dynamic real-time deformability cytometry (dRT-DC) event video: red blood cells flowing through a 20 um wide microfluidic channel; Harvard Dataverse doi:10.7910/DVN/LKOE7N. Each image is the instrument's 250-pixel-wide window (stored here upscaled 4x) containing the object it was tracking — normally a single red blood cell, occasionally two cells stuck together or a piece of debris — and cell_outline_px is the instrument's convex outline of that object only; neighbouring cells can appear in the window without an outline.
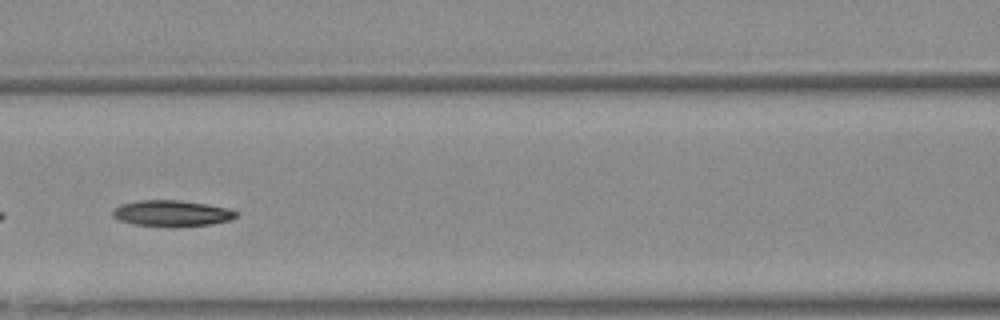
{"species": "Egyptian fruit bat (a non-hibernating species)", "species_latin": "Rousettus aegyptiacus", "temperature_condition": "warm", "stored_images_in_passage": 45, "segment_of_instrument_passage": [2, 2], "camera_frame_rate_fps": 3000, "um_per_image_px": 0.085, "animal": {"sex": "female"}, "frame": {"image": 1, "passage_image": 17, "time_ms": 5.333, "image_size_px": [1000, 320], "cell_outline_px": [[236, 216], [232, 220], [212, 224], [172, 228], [168, 228], [132, 224], [120, 220], [112, 216], [112, 212], [120, 204], [136, 200], [176, 200], [204, 204], [228, 208], [236, 212]], "centroid_in_image_um": [14.57, 18.16], "position_along_channel_um": 152.0, "area_um2": 19.02}}
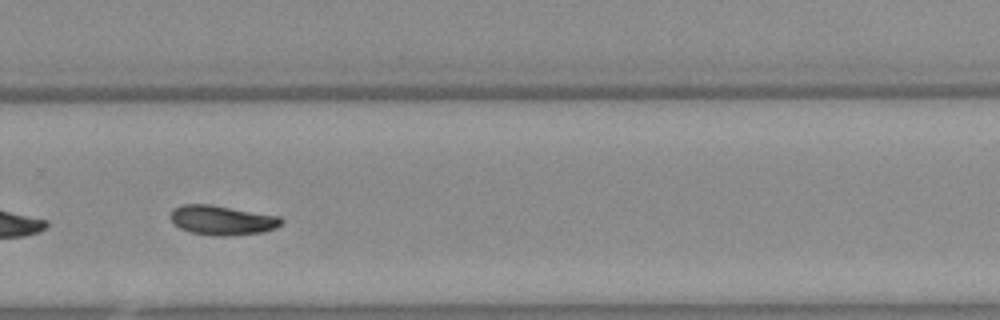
{"frame": {"image": 2, "passage_image": 29, "time_ms": 9.333, "image_size_px": [1000, 320], "cell_outline_px": [[284, 220], [276, 228], [260, 232], [228, 236], [216, 236], [192, 232], [180, 228], [172, 220], [172, 208], [180, 204], [208, 204], [280, 216]], "centroid_in_image_um": [18.89, 18.71], "position_along_channel_um": 310.9, "area_um2": 18.84}}
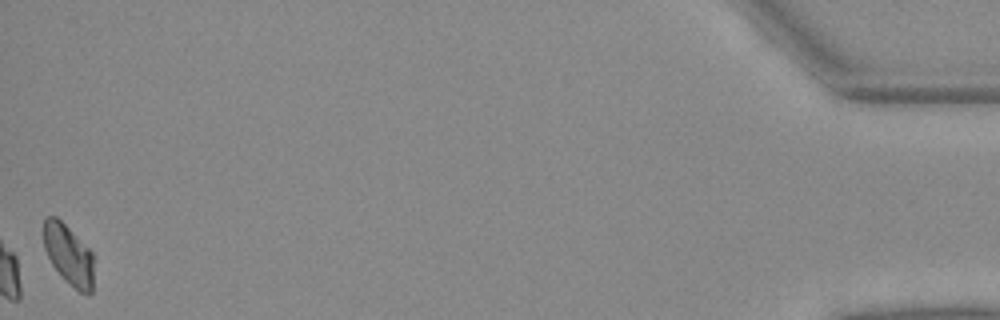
{"frame": {"image": 3, "passage_image": 45, "time_ms": 14.667, "image_size_px": [1000, 320], "cell_outline_px": [[92, 292], [88, 296], [80, 292], [52, 264], [44, 248], [44, 220], [48, 216], [56, 216], [92, 252]], "centroid_in_image_um": [5.83, 21.63], "position_along_channel_um": 429.4, "area_um2": 16.88}}